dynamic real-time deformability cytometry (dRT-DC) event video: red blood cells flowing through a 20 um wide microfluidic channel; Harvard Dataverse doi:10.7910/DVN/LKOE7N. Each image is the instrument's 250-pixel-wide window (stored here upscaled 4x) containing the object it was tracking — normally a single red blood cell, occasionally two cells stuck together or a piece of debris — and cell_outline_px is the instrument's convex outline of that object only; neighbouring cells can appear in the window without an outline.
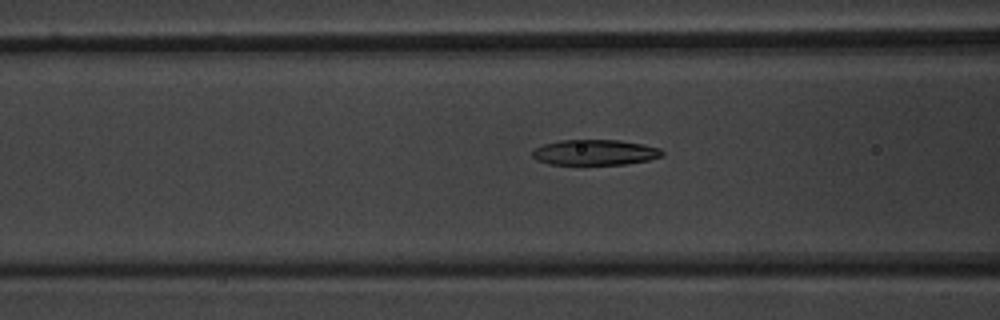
{"species": "common noctule bat (a hibernating species)", "species_latin": "Nyctalus noctula", "temperature_condition": "warm", "stored_images_in_passage": 39, "camera_frame_rate_fps": 3000, "um_per_image_px": 0.085, "animal": {"sex": "male", "body_mass_g": 20.1, "forearm_length_mm": 53.5}, "frame": {"image": 1, "passage_image": 8, "time_ms": 2.333, "image_size_px": [1000, 320], "cell_outline_px": [[664, 156], [648, 160], [624, 164], [548, 164], [536, 160], [532, 156], [532, 152], [536, 148], [544, 144], [560, 140], [620, 140], [644, 144], [660, 148], [664, 152]], "centroid_in_image_um": [50.59, 12.95], "position_along_channel_um": 116.0, "area_um2": 19.31}}
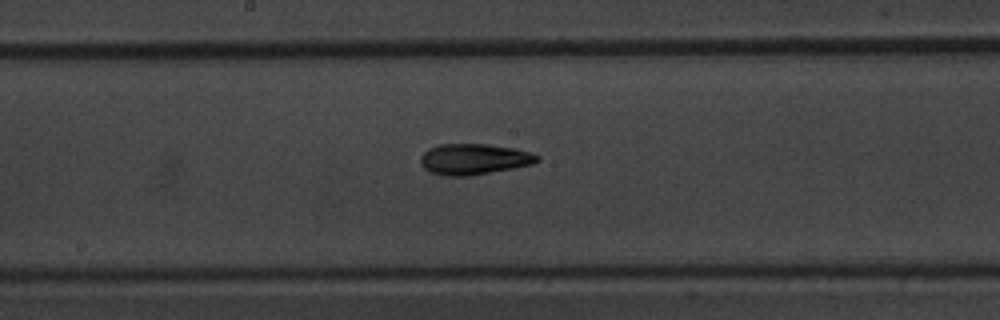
{"frame": {"image": 2, "passage_image": 15, "time_ms": 4.667, "image_size_px": [1000, 320], "cell_outline_px": [[540, 160], [532, 164], [512, 168], [468, 176], [444, 176], [428, 172], [420, 164], [420, 156], [428, 148], [440, 144], [488, 144], [516, 148], [532, 152], [540, 156]], "centroid_in_image_um": [40.27, 13.52], "position_along_channel_um": 207.9, "area_um2": 21.21}}
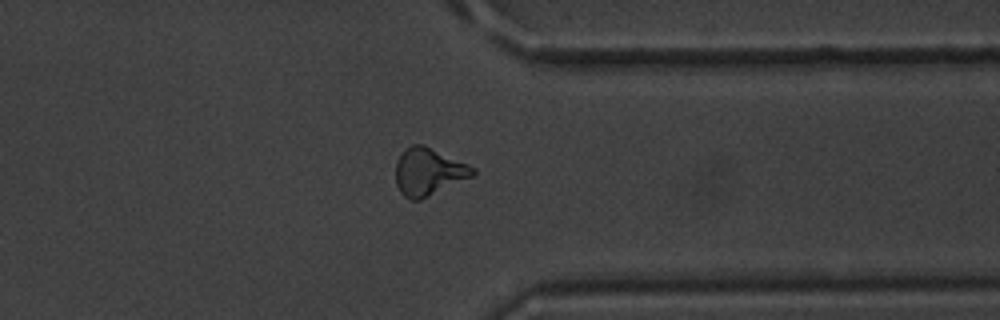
{"frame": {"image": 3, "passage_image": 28, "time_ms": 9.0, "image_size_px": [1000, 320], "cell_outline_px": [[476, 172], [472, 176], [420, 200], [412, 200], [404, 196], [400, 192], [396, 184], [396, 160], [412, 144], [424, 144], [468, 164], [476, 168]], "centroid_in_image_um": [36.42, 14.6], "position_along_channel_um": 375.0, "area_um2": 21.1}, "authors_computed_cell_mechanics": {"area_um2": 19.941, "velocity_mm_per_s": 3.9218, "shape_relaxation_time_tau1_ms": 6.8785, "shape_relaxation_time_tau2_ms": 4.0541, "deformation_change_tau1": 0.2109, "deformation_change_tau2": 0.1387}}